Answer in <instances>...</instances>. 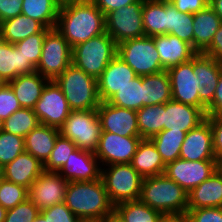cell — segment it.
<instances>
[{
	"label": "cell",
	"instance_id": "cell-42",
	"mask_svg": "<svg viewBox=\"0 0 222 222\" xmlns=\"http://www.w3.org/2000/svg\"><path fill=\"white\" fill-rule=\"evenodd\" d=\"M28 198V189L24 186L0 180V205L6 210L12 209Z\"/></svg>",
	"mask_w": 222,
	"mask_h": 222
},
{
	"label": "cell",
	"instance_id": "cell-18",
	"mask_svg": "<svg viewBox=\"0 0 222 222\" xmlns=\"http://www.w3.org/2000/svg\"><path fill=\"white\" fill-rule=\"evenodd\" d=\"M179 158L188 161L216 160L213 133L207 118L186 133Z\"/></svg>",
	"mask_w": 222,
	"mask_h": 222
},
{
	"label": "cell",
	"instance_id": "cell-1",
	"mask_svg": "<svg viewBox=\"0 0 222 222\" xmlns=\"http://www.w3.org/2000/svg\"><path fill=\"white\" fill-rule=\"evenodd\" d=\"M55 29L73 48L106 32L105 15L92 0L64 1Z\"/></svg>",
	"mask_w": 222,
	"mask_h": 222
},
{
	"label": "cell",
	"instance_id": "cell-39",
	"mask_svg": "<svg viewBox=\"0 0 222 222\" xmlns=\"http://www.w3.org/2000/svg\"><path fill=\"white\" fill-rule=\"evenodd\" d=\"M40 124L33 109L21 108L3 121L6 132L25 137L32 129Z\"/></svg>",
	"mask_w": 222,
	"mask_h": 222
},
{
	"label": "cell",
	"instance_id": "cell-9",
	"mask_svg": "<svg viewBox=\"0 0 222 222\" xmlns=\"http://www.w3.org/2000/svg\"><path fill=\"white\" fill-rule=\"evenodd\" d=\"M72 63V48L68 41L54 28L46 35L36 72L54 81Z\"/></svg>",
	"mask_w": 222,
	"mask_h": 222
},
{
	"label": "cell",
	"instance_id": "cell-46",
	"mask_svg": "<svg viewBox=\"0 0 222 222\" xmlns=\"http://www.w3.org/2000/svg\"><path fill=\"white\" fill-rule=\"evenodd\" d=\"M43 217H48L50 222H78L80 219L66 206L60 203L40 211Z\"/></svg>",
	"mask_w": 222,
	"mask_h": 222
},
{
	"label": "cell",
	"instance_id": "cell-34",
	"mask_svg": "<svg viewBox=\"0 0 222 222\" xmlns=\"http://www.w3.org/2000/svg\"><path fill=\"white\" fill-rule=\"evenodd\" d=\"M142 17L145 36L166 34V0H144Z\"/></svg>",
	"mask_w": 222,
	"mask_h": 222
},
{
	"label": "cell",
	"instance_id": "cell-29",
	"mask_svg": "<svg viewBox=\"0 0 222 222\" xmlns=\"http://www.w3.org/2000/svg\"><path fill=\"white\" fill-rule=\"evenodd\" d=\"M131 165L143 178L162 175L166 169L156 146L150 139L141 140Z\"/></svg>",
	"mask_w": 222,
	"mask_h": 222
},
{
	"label": "cell",
	"instance_id": "cell-24",
	"mask_svg": "<svg viewBox=\"0 0 222 222\" xmlns=\"http://www.w3.org/2000/svg\"><path fill=\"white\" fill-rule=\"evenodd\" d=\"M36 68L24 57L19 49L0 38V79L8 83L19 75L32 74Z\"/></svg>",
	"mask_w": 222,
	"mask_h": 222
},
{
	"label": "cell",
	"instance_id": "cell-50",
	"mask_svg": "<svg viewBox=\"0 0 222 222\" xmlns=\"http://www.w3.org/2000/svg\"><path fill=\"white\" fill-rule=\"evenodd\" d=\"M23 0H0V23L22 12Z\"/></svg>",
	"mask_w": 222,
	"mask_h": 222
},
{
	"label": "cell",
	"instance_id": "cell-5",
	"mask_svg": "<svg viewBox=\"0 0 222 222\" xmlns=\"http://www.w3.org/2000/svg\"><path fill=\"white\" fill-rule=\"evenodd\" d=\"M116 55L117 44L105 32L73 47L72 63L97 79Z\"/></svg>",
	"mask_w": 222,
	"mask_h": 222
},
{
	"label": "cell",
	"instance_id": "cell-58",
	"mask_svg": "<svg viewBox=\"0 0 222 222\" xmlns=\"http://www.w3.org/2000/svg\"><path fill=\"white\" fill-rule=\"evenodd\" d=\"M216 169L222 174V157L216 159Z\"/></svg>",
	"mask_w": 222,
	"mask_h": 222
},
{
	"label": "cell",
	"instance_id": "cell-56",
	"mask_svg": "<svg viewBox=\"0 0 222 222\" xmlns=\"http://www.w3.org/2000/svg\"><path fill=\"white\" fill-rule=\"evenodd\" d=\"M209 6L216 12L222 21V0H209Z\"/></svg>",
	"mask_w": 222,
	"mask_h": 222
},
{
	"label": "cell",
	"instance_id": "cell-28",
	"mask_svg": "<svg viewBox=\"0 0 222 222\" xmlns=\"http://www.w3.org/2000/svg\"><path fill=\"white\" fill-rule=\"evenodd\" d=\"M49 30L39 21L20 14L0 23V38L4 42L16 44L30 35Z\"/></svg>",
	"mask_w": 222,
	"mask_h": 222
},
{
	"label": "cell",
	"instance_id": "cell-16",
	"mask_svg": "<svg viewBox=\"0 0 222 222\" xmlns=\"http://www.w3.org/2000/svg\"><path fill=\"white\" fill-rule=\"evenodd\" d=\"M96 110L102 131L124 137L140 136L136 110L114 106L108 102H101Z\"/></svg>",
	"mask_w": 222,
	"mask_h": 222
},
{
	"label": "cell",
	"instance_id": "cell-60",
	"mask_svg": "<svg viewBox=\"0 0 222 222\" xmlns=\"http://www.w3.org/2000/svg\"><path fill=\"white\" fill-rule=\"evenodd\" d=\"M4 179V166L0 163V180Z\"/></svg>",
	"mask_w": 222,
	"mask_h": 222
},
{
	"label": "cell",
	"instance_id": "cell-54",
	"mask_svg": "<svg viewBox=\"0 0 222 222\" xmlns=\"http://www.w3.org/2000/svg\"><path fill=\"white\" fill-rule=\"evenodd\" d=\"M161 222H190L187 215L164 216Z\"/></svg>",
	"mask_w": 222,
	"mask_h": 222
},
{
	"label": "cell",
	"instance_id": "cell-30",
	"mask_svg": "<svg viewBox=\"0 0 222 222\" xmlns=\"http://www.w3.org/2000/svg\"><path fill=\"white\" fill-rule=\"evenodd\" d=\"M222 23L220 17L208 5L193 14L194 49L202 53L210 44Z\"/></svg>",
	"mask_w": 222,
	"mask_h": 222
},
{
	"label": "cell",
	"instance_id": "cell-62",
	"mask_svg": "<svg viewBox=\"0 0 222 222\" xmlns=\"http://www.w3.org/2000/svg\"><path fill=\"white\" fill-rule=\"evenodd\" d=\"M3 129V120L0 119V131Z\"/></svg>",
	"mask_w": 222,
	"mask_h": 222
},
{
	"label": "cell",
	"instance_id": "cell-36",
	"mask_svg": "<svg viewBox=\"0 0 222 222\" xmlns=\"http://www.w3.org/2000/svg\"><path fill=\"white\" fill-rule=\"evenodd\" d=\"M136 115L142 139H150L164 130V104L144 106L136 111Z\"/></svg>",
	"mask_w": 222,
	"mask_h": 222
},
{
	"label": "cell",
	"instance_id": "cell-51",
	"mask_svg": "<svg viewBox=\"0 0 222 222\" xmlns=\"http://www.w3.org/2000/svg\"><path fill=\"white\" fill-rule=\"evenodd\" d=\"M202 54L222 63V23L214 34L211 44L202 52Z\"/></svg>",
	"mask_w": 222,
	"mask_h": 222
},
{
	"label": "cell",
	"instance_id": "cell-44",
	"mask_svg": "<svg viewBox=\"0 0 222 222\" xmlns=\"http://www.w3.org/2000/svg\"><path fill=\"white\" fill-rule=\"evenodd\" d=\"M39 213L38 207L27 198L24 202L7 210L4 222H33Z\"/></svg>",
	"mask_w": 222,
	"mask_h": 222
},
{
	"label": "cell",
	"instance_id": "cell-15",
	"mask_svg": "<svg viewBox=\"0 0 222 222\" xmlns=\"http://www.w3.org/2000/svg\"><path fill=\"white\" fill-rule=\"evenodd\" d=\"M171 85L172 100L199 108V79L193 72V58L166 70Z\"/></svg>",
	"mask_w": 222,
	"mask_h": 222
},
{
	"label": "cell",
	"instance_id": "cell-59",
	"mask_svg": "<svg viewBox=\"0 0 222 222\" xmlns=\"http://www.w3.org/2000/svg\"><path fill=\"white\" fill-rule=\"evenodd\" d=\"M33 222H50L48 217H43L40 213Z\"/></svg>",
	"mask_w": 222,
	"mask_h": 222
},
{
	"label": "cell",
	"instance_id": "cell-4",
	"mask_svg": "<svg viewBox=\"0 0 222 222\" xmlns=\"http://www.w3.org/2000/svg\"><path fill=\"white\" fill-rule=\"evenodd\" d=\"M71 111L94 110L101 103L97 79L71 63L55 80Z\"/></svg>",
	"mask_w": 222,
	"mask_h": 222
},
{
	"label": "cell",
	"instance_id": "cell-38",
	"mask_svg": "<svg viewBox=\"0 0 222 222\" xmlns=\"http://www.w3.org/2000/svg\"><path fill=\"white\" fill-rule=\"evenodd\" d=\"M142 76H136L129 84L119 89L107 102L132 110H139L143 107Z\"/></svg>",
	"mask_w": 222,
	"mask_h": 222
},
{
	"label": "cell",
	"instance_id": "cell-63",
	"mask_svg": "<svg viewBox=\"0 0 222 222\" xmlns=\"http://www.w3.org/2000/svg\"><path fill=\"white\" fill-rule=\"evenodd\" d=\"M4 84V82L0 79V87Z\"/></svg>",
	"mask_w": 222,
	"mask_h": 222
},
{
	"label": "cell",
	"instance_id": "cell-13",
	"mask_svg": "<svg viewBox=\"0 0 222 222\" xmlns=\"http://www.w3.org/2000/svg\"><path fill=\"white\" fill-rule=\"evenodd\" d=\"M216 170V160L188 161L178 158L166 165L164 174L189 193Z\"/></svg>",
	"mask_w": 222,
	"mask_h": 222
},
{
	"label": "cell",
	"instance_id": "cell-25",
	"mask_svg": "<svg viewBox=\"0 0 222 222\" xmlns=\"http://www.w3.org/2000/svg\"><path fill=\"white\" fill-rule=\"evenodd\" d=\"M222 207V174L217 170L188 193V209Z\"/></svg>",
	"mask_w": 222,
	"mask_h": 222
},
{
	"label": "cell",
	"instance_id": "cell-53",
	"mask_svg": "<svg viewBox=\"0 0 222 222\" xmlns=\"http://www.w3.org/2000/svg\"><path fill=\"white\" fill-rule=\"evenodd\" d=\"M96 7L104 14L115 11L118 8L126 7L138 0H92Z\"/></svg>",
	"mask_w": 222,
	"mask_h": 222
},
{
	"label": "cell",
	"instance_id": "cell-26",
	"mask_svg": "<svg viewBox=\"0 0 222 222\" xmlns=\"http://www.w3.org/2000/svg\"><path fill=\"white\" fill-rule=\"evenodd\" d=\"M59 135L60 129L39 124L24 137L25 152L30 153L44 164L49 158Z\"/></svg>",
	"mask_w": 222,
	"mask_h": 222
},
{
	"label": "cell",
	"instance_id": "cell-57",
	"mask_svg": "<svg viewBox=\"0 0 222 222\" xmlns=\"http://www.w3.org/2000/svg\"><path fill=\"white\" fill-rule=\"evenodd\" d=\"M6 212H7V210L2 205H0V222L5 221Z\"/></svg>",
	"mask_w": 222,
	"mask_h": 222
},
{
	"label": "cell",
	"instance_id": "cell-7",
	"mask_svg": "<svg viewBox=\"0 0 222 222\" xmlns=\"http://www.w3.org/2000/svg\"><path fill=\"white\" fill-rule=\"evenodd\" d=\"M117 56L134 70L137 76L163 71L154 39L150 36L128 39L117 45Z\"/></svg>",
	"mask_w": 222,
	"mask_h": 222
},
{
	"label": "cell",
	"instance_id": "cell-47",
	"mask_svg": "<svg viewBox=\"0 0 222 222\" xmlns=\"http://www.w3.org/2000/svg\"><path fill=\"white\" fill-rule=\"evenodd\" d=\"M190 222H222V207L187 209Z\"/></svg>",
	"mask_w": 222,
	"mask_h": 222
},
{
	"label": "cell",
	"instance_id": "cell-55",
	"mask_svg": "<svg viewBox=\"0 0 222 222\" xmlns=\"http://www.w3.org/2000/svg\"><path fill=\"white\" fill-rule=\"evenodd\" d=\"M101 222H125L123 218L113 210L111 213L107 214Z\"/></svg>",
	"mask_w": 222,
	"mask_h": 222
},
{
	"label": "cell",
	"instance_id": "cell-3",
	"mask_svg": "<svg viewBox=\"0 0 222 222\" xmlns=\"http://www.w3.org/2000/svg\"><path fill=\"white\" fill-rule=\"evenodd\" d=\"M138 200L163 216L187 214L188 193L165 174L145 177Z\"/></svg>",
	"mask_w": 222,
	"mask_h": 222
},
{
	"label": "cell",
	"instance_id": "cell-32",
	"mask_svg": "<svg viewBox=\"0 0 222 222\" xmlns=\"http://www.w3.org/2000/svg\"><path fill=\"white\" fill-rule=\"evenodd\" d=\"M60 6V0H23L21 14L39 21L48 29H54Z\"/></svg>",
	"mask_w": 222,
	"mask_h": 222
},
{
	"label": "cell",
	"instance_id": "cell-33",
	"mask_svg": "<svg viewBox=\"0 0 222 222\" xmlns=\"http://www.w3.org/2000/svg\"><path fill=\"white\" fill-rule=\"evenodd\" d=\"M166 34L191 44L194 48L193 14L178 11L166 0Z\"/></svg>",
	"mask_w": 222,
	"mask_h": 222
},
{
	"label": "cell",
	"instance_id": "cell-43",
	"mask_svg": "<svg viewBox=\"0 0 222 222\" xmlns=\"http://www.w3.org/2000/svg\"><path fill=\"white\" fill-rule=\"evenodd\" d=\"M47 32H39L30 35L14 44L35 68L37 67L42 53V46Z\"/></svg>",
	"mask_w": 222,
	"mask_h": 222
},
{
	"label": "cell",
	"instance_id": "cell-48",
	"mask_svg": "<svg viewBox=\"0 0 222 222\" xmlns=\"http://www.w3.org/2000/svg\"><path fill=\"white\" fill-rule=\"evenodd\" d=\"M206 118L210 121L213 133V149L217 159L222 157V115L206 116Z\"/></svg>",
	"mask_w": 222,
	"mask_h": 222
},
{
	"label": "cell",
	"instance_id": "cell-6",
	"mask_svg": "<svg viewBox=\"0 0 222 222\" xmlns=\"http://www.w3.org/2000/svg\"><path fill=\"white\" fill-rule=\"evenodd\" d=\"M101 179L110 202L115 206L125 201H137L144 178L131 163H122L102 167Z\"/></svg>",
	"mask_w": 222,
	"mask_h": 222
},
{
	"label": "cell",
	"instance_id": "cell-10",
	"mask_svg": "<svg viewBox=\"0 0 222 222\" xmlns=\"http://www.w3.org/2000/svg\"><path fill=\"white\" fill-rule=\"evenodd\" d=\"M143 2L144 0H138L105 15L106 33L117 45L128 39L145 36L142 17Z\"/></svg>",
	"mask_w": 222,
	"mask_h": 222
},
{
	"label": "cell",
	"instance_id": "cell-41",
	"mask_svg": "<svg viewBox=\"0 0 222 222\" xmlns=\"http://www.w3.org/2000/svg\"><path fill=\"white\" fill-rule=\"evenodd\" d=\"M25 152L24 137L0 131V163L5 166Z\"/></svg>",
	"mask_w": 222,
	"mask_h": 222
},
{
	"label": "cell",
	"instance_id": "cell-11",
	"mask_svg": "<svg viewBox=\"0 0 222 222\" xmlns=\"http://www.w3.org/2000/svg\"><path fill=\"white\" fill-rule=\"evenodd\" d=\"M33 111L40 124L60 129L71 110L61 88L55 81H49L42 91L40 99L35 104Z\"/></svg>",
	"mask_w": 222,
	"mask_h": 222
},
{
	"label": "cell",
	"instance_id": "cell-20",
	"mask_svg": "<svg viewBox=\"0 0 222 222\" xmlns=\"http://www.w3.org/2000/svg\"><path fill=\"white\" fill-rule=\"evenodd\" d=\"M137 75L126 62L117 55L110 61L97 78L98 94L101 102H107L119 89L129 84Z\"/></svg>",
	"mask_w": 222,
	"mask_h": 222
},
{
	"label": "cell",
	"instance_id": "cell-8",
	"mask_svg": "<svg viewBox=\"0 0 222 222\" xmlns=\"http://www.w3.org/2000/svg\"><path fill=\"white\" fill-rule=\"evenodd\" d=\"M102 133L97 110L71 111L60 134L70 139L78 149L95 152Z\"/></svg>",
	"mask_w": 222,
	"mask_h": 222
},
{
	"label": "cell",
	"instance_id": "cell-31",
	"mask_svg": "<svg viewBox=\"0 0 222 222\" xmlns=\"http://www.w3.org/2000/svg\"><path fill=\"white\" fill-rule=\"evenodd\" d=\"M143 107L172 100L170 78L166 70L142 76Z\"/></svg>",
	"mask_w": 222,
	"mask_h": 222
},
{
	"label": "cell",
	"instance_id": "cell-12",
	"mask_svg": "<svg viewBox=\"0 0 222 222\" xmlns=\"http://www.w3.org/2000/svg\"><path fill=\"white\" fill-rule=\"evenodd\" d=\"M140 136H120L102 131L98 147L94 152L101 167L110 164L131 163L137 147L141 142Z\"/></svg>",
	"mask_w": 222,
	"mask_h": 222
},
{
	"label": "cell",
	"instance_id": "cell-23",
	"mask_svg": "<svg viewBox=\"0 0 222 222\" xmlns=\"http://www.w3.org/2000/svg\"><path fill=\"white\" fill-rule=\"evenodd\" d=\"M43 171V163L24 152L4 166V179L29 189Z\"/></svg>",
	"mask_w": 222,
	"mask_h": 222
},
{
	"label": "cell",
	"instance_id": "cell-17",
	"mask_svg": "<svg viewBox=\"0 0 222 222\" xmlns=\"http://www.w3.org/2000/svg\"><path fill=\"white\" fill-rule=\"evenodd\" d=\"M222 63L202 53L193 57V72L199 79V109L206 115L207 106L213 101Z\"/></svg>",
	"mask_w": 222,
	"mask_h": 222
},
{
	"label": "cell",
	"instance_id": "cell-40",
	"mask_svg": "<svg viewBox=\"0 0 222 222\" xmlns=\"http://www.w3.org/2000/svg\"><path fill=\"white\" fill-rule=\"evenodd\" d=\"M77 149L75 143L70 139L63 137L61 134L57 137L55 146L47 159L43 164L45 171L58 172L60 168L66 163L67 159L70 158V154Z\"/></svg>",
	"mask_w": 222,
	"mask_h": 222
},
{
	"label": "cell",
	"instance_id": "cell-49",
	"mask_svg": "<svg viewBox=\"0 0 222 222\" xmlns=\"http://www.w3.org/2000/svg\"><path fill=\"white\" fill-rule=\"evenodd\" d=\"M180 12L195 14L209 5V0H168Z\"/></svg>",
	"mask_w": 222,
	"mask_h": 222
},
{
	"label": "cell",
	"instance_id": "cell-2",
	"mask_svg": "<svg viewBox=\"0 0 222 222\" xmlns=\"http://www.w3.org/2000/svg\"><path fill=\"white\" fill-rule=\"evenodd\" d=\"M64 203L79 219L102 220L114 210L102 179L69 182Z\"/></svg>",
	"mask_w": 222,
	"mask_h": 222
},
{
	"label": "cell",
	"instance_id": "cell-27",
	"mask_svg": "<svg viewBox=\"0 0 222 222\" xmlns=\"http://www.w3.org/2000/svg\"><path fill=\"white\" fill-rule=\"evenodd\" d=\"M50 80L39 72L19 75L8 82L22 108L33 109L40 99L43 89Z\"/></svg>",
	"mask_w": 222,
	"mask_h": 222
},
{
	"label": "cell",
	"instance_id": "cell-37",
	"mask_svg": "<svg viewBox=\"0 0 222 222\" xmlns=\"http://www.w3.org/2000/svg\"><path fill=\"white\" fill-rule=\"evenodd\" d=\"M114 210L125 222H161L164 217L160 212L137 201H125L114 206Z\"/></svg>",
	"mask_w": 222,
	"mask_h": 222
},
{
	"label": "cell",
	"instance_id": "cell-35",
	"mask_svg": "<svg viewBox=\"0 0 222 222\" xmlns=\"http://www.w3.org/2000/svg\"><path fill=\"white\" fill-rule=\"evenodd\" d=\"M185 135V131H172V129H169L162 130L150 138L156 146V149L165 165L180 157V149Z\"/></svg>",
	"mask_w": 222,
	"mask_h": 222
},
{
	"label": "cell",
	"instance_id": "cell-45",
	"mask_svg": "<svg viewBox=\"0 0 222 222\" xmlns=\"http://www.w3.org/2000/svg\"><path fill=\"white\" fill-rule=\"evenodd\" d=\"M21 108L11 86L8 83L2 84L0 87V119L6 120Z\"/></svg>",
	"mask_w": 222,
	"mask_h": 222
},
{
	"label": "cell",
	"instance_id": "cell-61",
	"mask_svg": "<svg viewBox=\"0 0 222 222\" xmlns=\"http://www.w3.org/2000/svg\"><path fill=\"white\" fill-rule=\"evenodd\" d=\"M78 222H101V220H87V219H80Z\"/></svg>",
	"mask_w": 222,
	"mask_h": 222
},
{
	"label": "cell",
	"instance_id": "cell-19",
	"mask_svg": "<svg viewBox=\"0 0 222 222\" xmlns=\"http://www.w3.org/2000/svg\"><path fill=\"white\" fill-rule=\"evenodd\" d=\"M101 164L91 151L76 149L58 173L68 182L101 179Z\"/></svg>",
	"mask_w": 222,
	"mask_h": 222
},
{
	"label": "cell",
	"instance_id": "cell-14",
	"mask_svg": "<svg viewBox=\"0 0 222 222\" xmlns=\"http://www.w3.org/2000/svg\"><path fill=\"white\" fill-rule=\"evenodd\" d=\"M68 181L55 171H43L28 189V198L40 211L65 201Z\"/></svg>",
	"mask_w": 222,
	"mask_h": 222
},
{
	"label": "cell",
	"instance_id": "cell-21",
	"mask_svg": "<svg viewBox=\"0 0 222 222\" xmlns=\"http://www.w3.org/2000/svg\"><path fill=\"white\" fill-rule=\"evenodd\" d=\"M152 38L164 70L186 63L198 53L191 44L171 34L156 35Z\"/></svg>",
	"mask_w": 222,
	"mask_h": 222
},
{
	"label": "cell",
	"instance_id": "cell-22",
	"mask_svg": "<svg viewBox=\"0 0 222 222\" xmlns=\"http://www.w3.org/2000/svg\"><path fill=\"white\" fill-rule=\"evenodd\" d=\"M206 115L192 105L170 100L164 104V130L185 131L195 128Z\"/></svg>",
	"mask_w": 222,
	"mask_h": 222
},
{
	"label": "cell",
	"instance_id": "cell-52",
	"mask_svg": "<svg viewBox=\"0 0 222 222\" xmlns=\"http://www.w3.org/2000/svg\"><path fill=\"white\" fill-rule=\"evenodd\" d=\"M222 115V71L216 87L213 101L206 108V116Z\"/></svg>",
	"mask_w": 222,
	"mask_h": 222
}]
</instances>
